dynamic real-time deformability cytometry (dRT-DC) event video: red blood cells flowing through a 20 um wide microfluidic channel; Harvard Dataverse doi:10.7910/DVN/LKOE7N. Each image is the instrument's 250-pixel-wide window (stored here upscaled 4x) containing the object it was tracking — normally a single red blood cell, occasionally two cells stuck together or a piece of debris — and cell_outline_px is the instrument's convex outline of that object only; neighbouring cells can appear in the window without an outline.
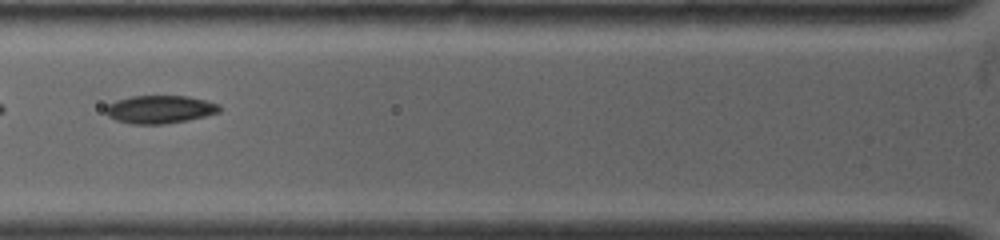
{"species": "common noctule bat (a hibernating species)", "species_latin": "Nyctalus noctula", "temperature_condition": "warm", "stored_images_in_passage": 5, "camera_frame_rate_fps": 4500, "um_per_image_px": 0.085, "animal": {"sex": "female", "body_mass_g": 19.0, "forearm_length_mm": 53.3}, "frame": {"image": 1, "passage_image": 4, "time_ms": 2.0, "image_size_px": [1000, 240], "cell_outline_px": [[220, 112], [204, 116], [184, 120], [160, 124], [132, 124], [116, 120], [108, 116], [104, 112], [104, 108], [108, 104], [116, 100], [132, 96], [188, 96], [220, 104]], "centroid_in_image_um": [13.54, 9.29], "position_along_channel_um": 112.3, "area_um2": 18.44}}